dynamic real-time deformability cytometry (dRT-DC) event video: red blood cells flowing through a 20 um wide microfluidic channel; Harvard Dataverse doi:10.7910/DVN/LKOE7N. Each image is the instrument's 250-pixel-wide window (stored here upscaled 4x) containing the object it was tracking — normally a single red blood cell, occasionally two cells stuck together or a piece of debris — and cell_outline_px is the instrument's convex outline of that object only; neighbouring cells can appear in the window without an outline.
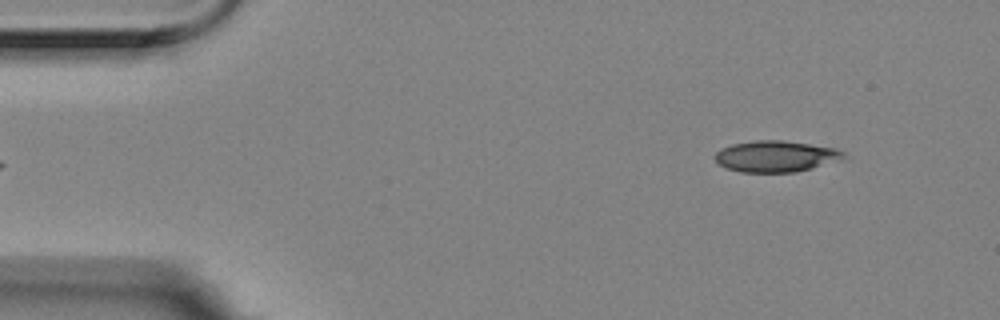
{"species": "Egyptian fruit bat (a non-hibernating species)", "species_latin": "Rousettus aegyptiacus", "temperature_condition": "room temperature", "stored_images_in_passage": 4, "camera_frame_rate_fps": 3000, "um_per_image_px": 0.085, "animal": {"sex": "female"}, "frame": {"image": 1, "passage_image": 1, "time_ms": 0.0, "image_size_px": [1000, 320], "cell_outline_px": [[852, 156], [844, 160], [796, 172], [740, 172], [728, 168], [720, 164], [716, 160], [716, 152], [720, 148], [732, 144], [756, 140], [784, 140], [832, 148], [844, 152]], "centroid_in_image_um": [66.01, 13.29], "position_along_channel_um": 19.0, "area_um2": 23.52}}
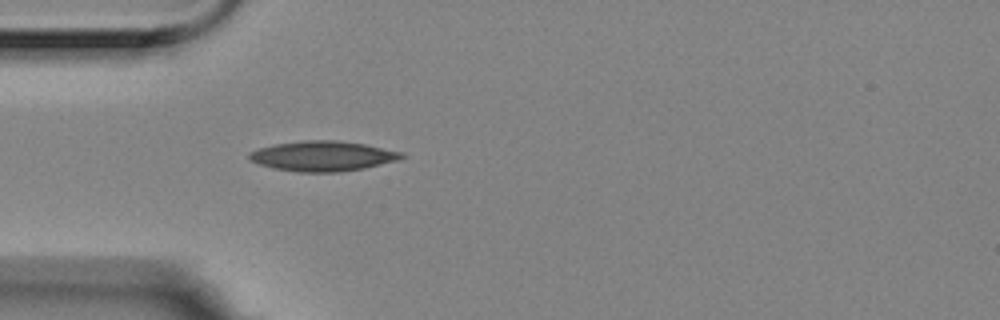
{"frame": {"image": 2, "passage_image": 4, "time_ms": 1.0, "image_size_px": [1000, 320], "cell_outline_px": [[404, 156], [396, 160], [364, 168], [340, 172], [300, 172], [272, 168], [260, 164], [252, 160], [248, 156], [248, 152], [272, 144], [304, 140], [336, 140], [364, 144], [404, 152]], "centroid_in_image_um": [27.41, 13.26], "position_along_channel_um": 57.6, "area_um2": 26.59}}